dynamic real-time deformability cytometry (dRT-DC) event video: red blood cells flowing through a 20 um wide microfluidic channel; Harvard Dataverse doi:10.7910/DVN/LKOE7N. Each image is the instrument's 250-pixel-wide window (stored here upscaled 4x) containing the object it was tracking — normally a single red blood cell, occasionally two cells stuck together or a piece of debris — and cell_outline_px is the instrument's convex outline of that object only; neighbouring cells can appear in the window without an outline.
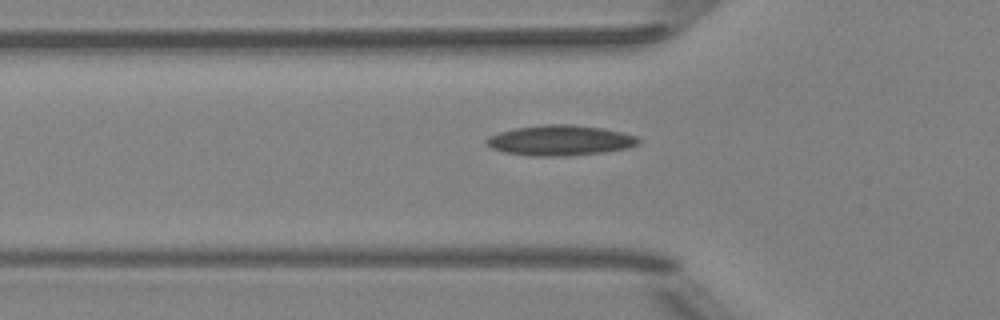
{"species": "Egyptian fruit bat (a non-hibernating species)", "species_latin": "Rousettus aegyptiacus", "temperature_condition": "room temperature", "stored_images_in_passage": 37, "camera_frame_rate_fps": 3000, "um_per_image_px": 0.085, "animal": {"sex": "female"}, "frame": {"image": 1, "passage_image": 7, "time_ms": 2.0, "image_size_px": [1000, 320], "cell_outline_px": [[640, 144], [628, 148], [604, 152], [568, 156], [532, 156], [504, 152], [492, 148], [484, 140], [488, 136], [500, 132], [516, 128], [544, 124], [572, 124], [604, 128], [636, 136], [640, 140]], "centroid_in_image_um": [47.63, 11.93], "position_along_channel_um": 78.2, "area_um2": 26.93}}
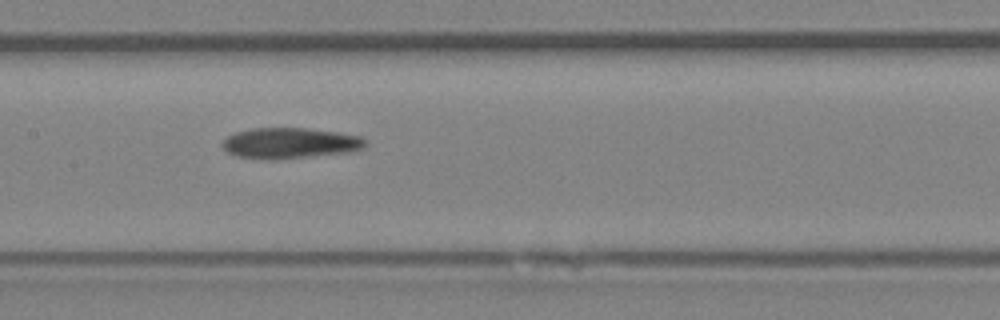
{"frame": {"image": 2, "passage_image": 15, "time_ms": 4.667, "image_size_px": [1000, 320], "cell_outline_px": [[368, 144], [364, 148], [352, 152], [268, 160], [236, 156], [228, 152], [220, 144], [228, 136], [236, 132], [252, 128], [308, 128], [336, 132], [360, 136], [368, 140]], "centroid_in_image_um": [24.68, 12.16], "position_along_channel_um": 182.7, "area_um2": 25.72}}
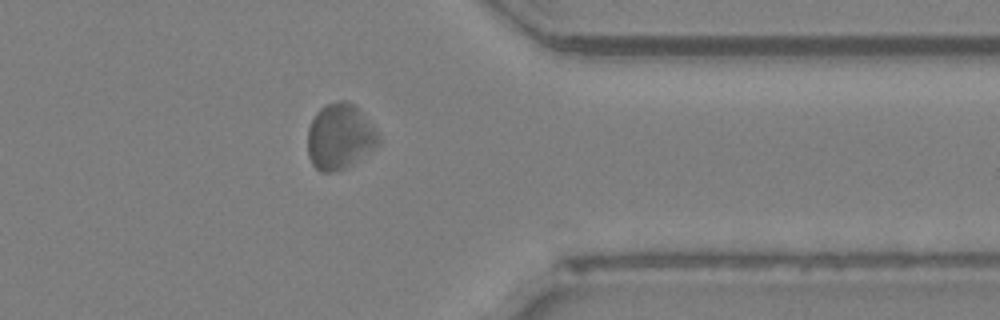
{"frame": {"image": 3, "passage_image": 31, "time_ms": 10.0, "image_size_px": [1000, 320], "cell_outline_px": [[380, 140], [372, 148], [352, 164], [344, 168], [332, 172], [320, 172], [312, 164], [308, 156], [308, 128], [316, 112], [320, 108], [328, 104], [340, 100], [344, 100], [352, 104], [364, 116], [380, 136]], "centroid_in_image_um": [28.83, 11.62], "position_along_channel_um": 382.6, "area_um2": 26.47}, "authors_computed_cell_mechanics": {"area_um2": 25.8944, "velocity_mm_per_s": 3.9237, "shape_relaxation_time_tau1_ms": null, "shape_relaxation_time_tau2_ms": 5.6774, "deformation_change_tau1": null, "deformation_change_tau2": 0.121}}